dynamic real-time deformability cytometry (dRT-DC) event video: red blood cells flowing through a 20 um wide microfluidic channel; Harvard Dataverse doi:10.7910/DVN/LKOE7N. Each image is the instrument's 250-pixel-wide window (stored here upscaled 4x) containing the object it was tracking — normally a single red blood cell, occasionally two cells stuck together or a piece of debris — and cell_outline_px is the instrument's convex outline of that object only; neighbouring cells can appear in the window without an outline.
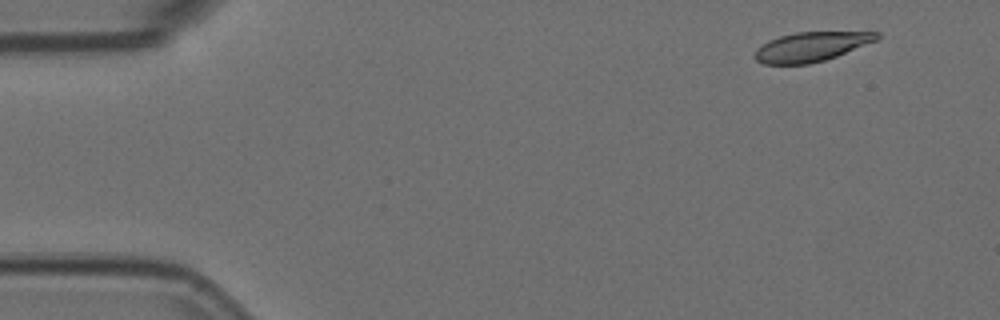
{"species": "Egyptian fruit bat (a non-hibernating species)", "species_latin": "Rousettus aegyptiacus", "temperature_condition": "room temperature", "stored_images_in_passage": 10, "camera_frame_rate_fps": 3000, "um_per_image_px": 0.085, "animal": {"sex": "female"}, "frame": {"image": 1, "passage_image": 1, "time_ms": 0.0, "image_size_px": [1000, 320], "cell_outline_px": [[880, 36], [876, 40], [836, 56], [824, 60], [808, 64], [764, 64], [756, 60], [752, 56], [756, 48], [768, 40], [780, 36], [796, 32], [880, 32]], "centroid_in_image_um": [68.89, 3.97], "position_along_channel_um": 16.1, "area_um2": 20.81}}
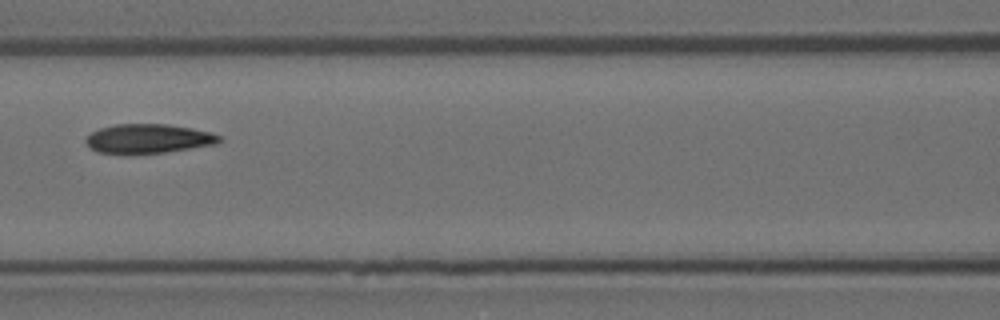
{"frame": {"image": 2, "passage_image": 6, "time_ms": 1.667, "image_size_px": [1000, 320], "cell_outline_px": [[224, 140], [216, 144], [164, 152], [132, 156], [96, 152], [88, 148], [84, 140], [92, 132], [100, 128], [116, 124], [168, 124], [192, 128], [212, 132], [224, 136]], "centroid_in_image_um": [12.6, 11.81], "position_along_channel_um": 154.0, "area_um2": 23.52}}
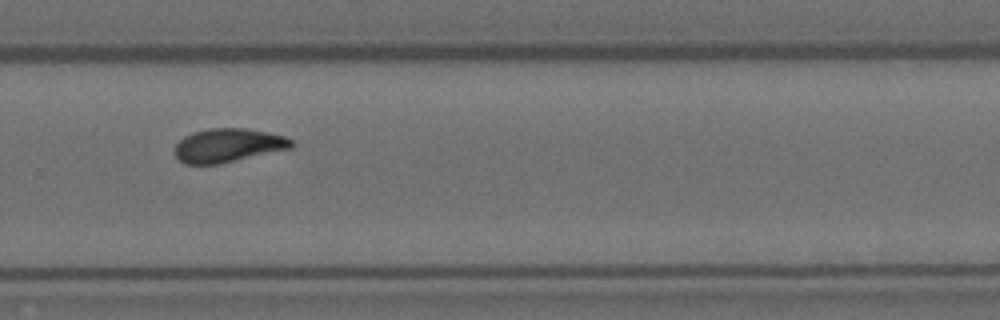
{"frame": {"image": 3, "passage_image": 10, "time_ms": 3.0, "image_size_px": [1000, 320], "cell_outline_px": [[296, 144], [292, 148], [220, 164], [184, 164], [176, 156], [176, 144], [184, 136], [192, 132], [208, 128], [244, 128], [268, 132], [284, 136], [292, 140]], "centroid_in_image_um": [19.41, 12.35], "position_along_channel_um": 310.4, "area_um2": 23.0}}